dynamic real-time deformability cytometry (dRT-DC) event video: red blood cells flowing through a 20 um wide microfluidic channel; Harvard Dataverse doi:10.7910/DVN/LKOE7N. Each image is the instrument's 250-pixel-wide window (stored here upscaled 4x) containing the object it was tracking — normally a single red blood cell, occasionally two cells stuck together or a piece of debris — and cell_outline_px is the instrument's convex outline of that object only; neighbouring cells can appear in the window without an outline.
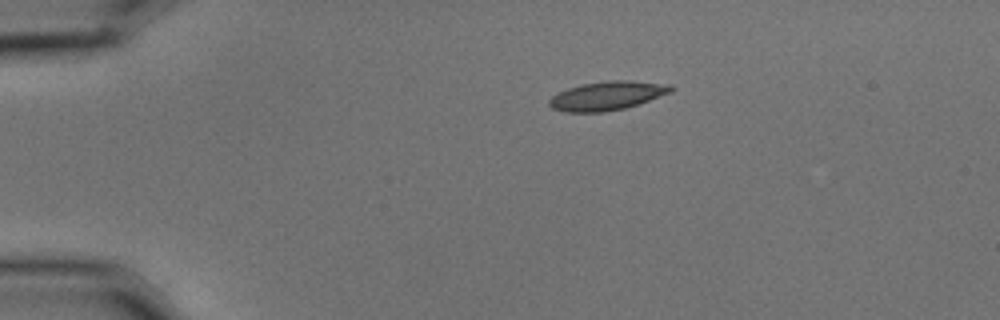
{"species": "common noctule bat (a hibernating species)", "species_latin": "Nyctalus noctula", "temperature_condition": "cold", "stored_images_in_passage": 3, "camera_frame_rate_fps": 3000, "um_per_image_px": 0.085, "animal": {"sex": "male", "body_mass_g": 15.6}, "frame": {"image": 1, "passage_image": 1, "time_ms": 0.0, "image_size_px": [1000, 320], "cell_outline_px": [[676, 88], [672, 92], [624, 108], [604, 112], [564, 112], [552, 108], [548, 104], [548, 100], [552, 96], [568, 88], [580, 84], [608, 80], [628, 80], [672, 84]], "centroid_in_image_um": [51.62, 8.12], "position_along_channel_um": 33.4, "area_um2": 20.52}}